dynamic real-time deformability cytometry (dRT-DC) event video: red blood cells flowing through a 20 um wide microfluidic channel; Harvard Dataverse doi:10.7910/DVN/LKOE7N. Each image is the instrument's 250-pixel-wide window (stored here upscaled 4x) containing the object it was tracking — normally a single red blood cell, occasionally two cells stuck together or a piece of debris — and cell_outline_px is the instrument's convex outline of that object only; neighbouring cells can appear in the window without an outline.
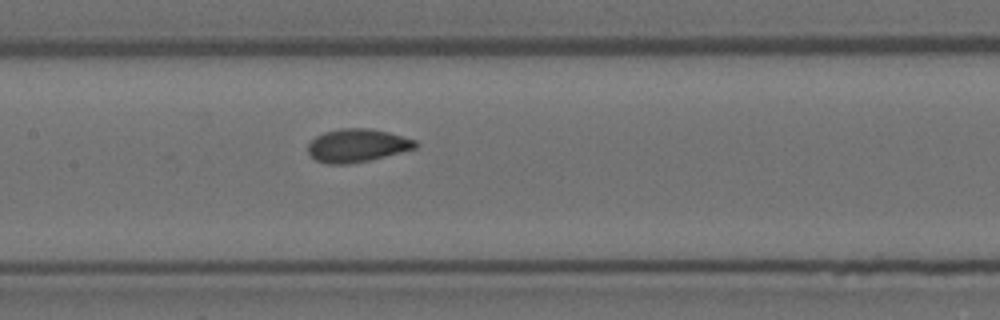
{"species": "Egyptian fruit bat (a non-hibernating species)", "species_latin": "Rousettus aegyptiacus", "temperature_condition": "room temperature", "stored_images_in_passage": 8, "camera_frame_rate_fps": 3000, "um_per_image_px": 0.085, "animal": {"sex": "female"}, "frame": {"image": 1, "passage_image": 8, "time_ms": 2.333, "image_size_px": [1000, 320], "cell_outline_px": [[416, 148], [368, 160], [348, 164], [328, 164], [316, 160], [308, 152], [308, 144], [316, 136], [324, 132], [340, 128], [368, 128], [388, 132], [416, 140]], "centroid_in_image_um": [30.33, 12.36], "position_along_channel_um": 177.1, "area_um2": 20.52}}